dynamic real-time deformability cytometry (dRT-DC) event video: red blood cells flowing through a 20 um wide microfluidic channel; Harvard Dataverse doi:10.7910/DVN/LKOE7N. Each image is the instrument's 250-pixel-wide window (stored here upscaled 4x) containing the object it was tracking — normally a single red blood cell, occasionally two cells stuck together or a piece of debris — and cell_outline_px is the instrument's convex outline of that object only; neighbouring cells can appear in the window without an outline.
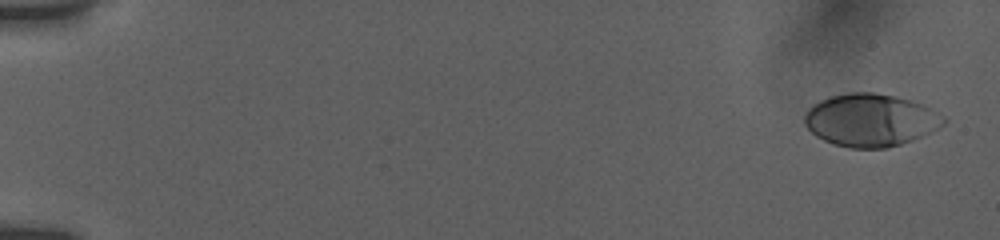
{"species": "human", "species_latin": "Homo sapiens", "temperature_condition": "room temperature", "stored_images_in_passage": 46, "camera_frame_rate_fps": 3000, "um_per_image_px": 0.085, "donor": {"sex": "female"}, "frame": {"image": 1, "passage_image": 1, "time_ms": 0.0, "image_size_px": [1000, 240], "cell_outline_px": [[944, 124], [912, 140], [888, 148], [848, 148], [832, 144], [816, 136], [804, 124], [804, 116], [808, 108], [820, 100], [828, 96], [848, 92], [872, 92], [912, 100], [944, 116]], "centroid_in_image_um": [73.93, 10.21], "position_along_channel_um": 11.1, "area_um2": 42.43}}
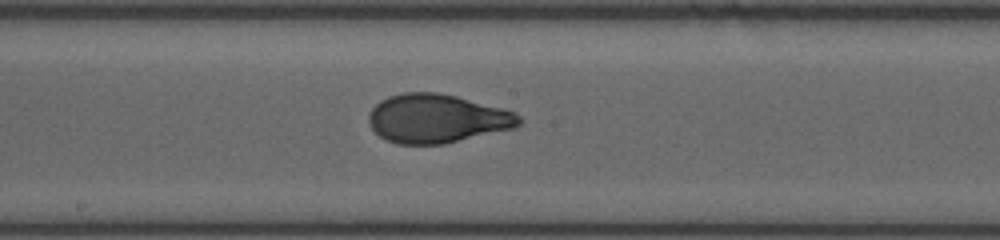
{"frame": {"image": 2, "passage_image": 24, "time_ms": 7.667, "image_size_px": [1000, 240], "cell_outline_px": [[520, 124], [512, 128], [444, 144], [396, 144], [380, 136], [368, 124], [368, 116], [372, 108], [380, 100], [388, 96], [404, 92], [440, 92], [504, 108], [520, 116]], "centroid_in_image_um": [37.1, 10.06], "position_along_channel_um": 211.1, "area_um2": 42.6}}
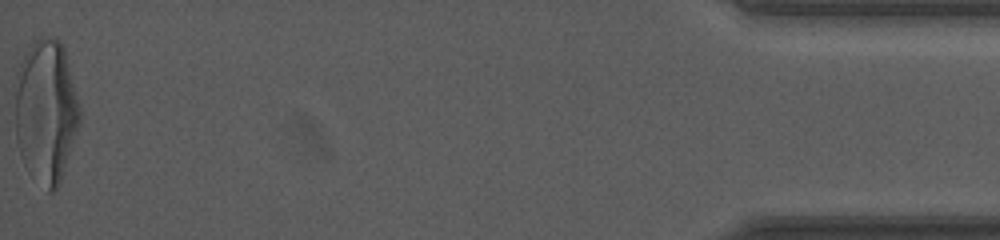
{"frame": {"image": 3, "passage_image": 46, "time_ms": 15.0, "image_size_px": [1000, 240], "cell_outline_px": [[80, 124], [60, 184], [52, 192], [48, 192], [28, 172], [20, 156], [16, 140], [16, 72], [24, 56], [32, 44], [40, 36], [60, 40], [64, 48], [80, 108]], "centroid_in_image_um": [3.91, 9.5], "position_along_channel_um": 431.3, "area_um2": 54.04}, "authors_computed_cell_mechanics": {"area_um2": 42.6853, "velocity_mm_per_s": 3.8225, "shape_relaxation_time_tau1_ms": 4.8577, "shape_relaxation_time_tau2_ms": 0.7133, "deformation_change_tau1": 0.207, "deformation_change_tau2": 0.0634}}